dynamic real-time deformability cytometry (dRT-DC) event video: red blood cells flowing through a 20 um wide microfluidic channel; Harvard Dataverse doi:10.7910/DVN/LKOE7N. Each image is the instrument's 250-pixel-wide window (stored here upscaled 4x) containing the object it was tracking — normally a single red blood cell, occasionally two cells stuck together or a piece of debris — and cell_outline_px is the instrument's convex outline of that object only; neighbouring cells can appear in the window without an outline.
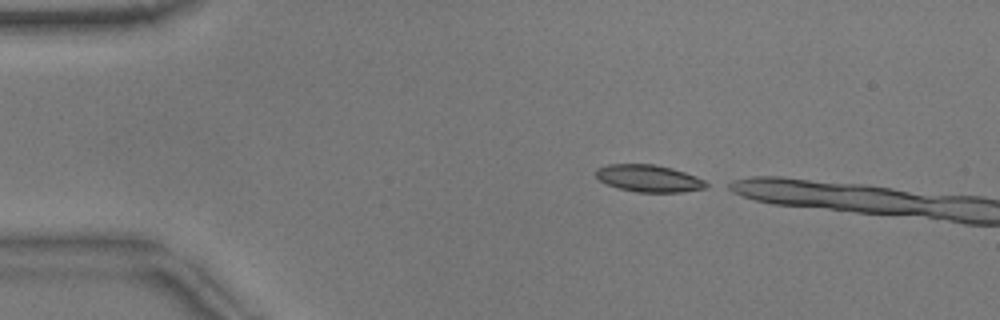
{"species": "common noctule bat (a hibernating species)", "species_latin": "Nyctalus noctula", "temperature_condition": "warm", "stored_images_in_passage": 4, "camera_frame_rate_fps": 3000, "um_per_image_px": 0.085, "animal": {"sex": "male", "body_mass_g": 17.9}, "frame": {"image": 1, "passage_image": 1, "time_ms": 0.0, "image_size_px": [1000, 320], "cell_outline_px": [[712, 184], [708, 188], [684, 192], [636, 192], [620, 188], [608, 184], [600, 180], [596, 176], [596, 168], [608, 164], [652, 164], [672, 168], [696, 176]], "centroid_in_image_um": [55.21, 15.16], "position_along_channel_um": 29.8, "area_um2": 17.51}}